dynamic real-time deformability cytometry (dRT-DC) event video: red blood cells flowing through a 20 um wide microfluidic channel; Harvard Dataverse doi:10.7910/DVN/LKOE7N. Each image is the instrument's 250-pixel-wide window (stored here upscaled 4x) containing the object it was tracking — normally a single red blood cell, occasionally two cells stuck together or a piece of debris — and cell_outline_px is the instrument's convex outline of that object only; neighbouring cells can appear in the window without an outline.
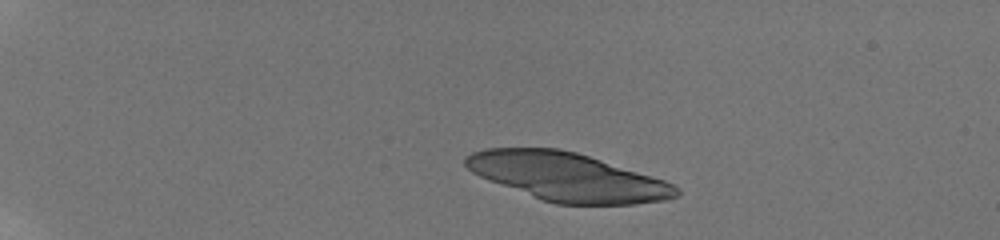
{"species": "human", "species_latin": "Homo sapiens", "temperature_condition": "room temperature", "stored_images_in_passage": 22, "camera_frame_rate_fps": 3000, "um_per_image_px": 0.085, "donor": {"sex": "male"}, "frame": {"image": 1, "passage_image": 1, "time_ms": 0.0, "image_size_px": [1000, 240], "cell_outline_px": [[680, 196], [668, 200], [636, 204], [556, 204], [544, 200], [488, 180], [472, 172], [464, 164], [464, 156], [472, 152], [484, 148], [560, 148], [576, 152], [664, 180], [680, 188]], "centroid_in_image_um": [48.24, 15.03], "position_along_channel_um": 36.8, "area_um2": 58.9}}
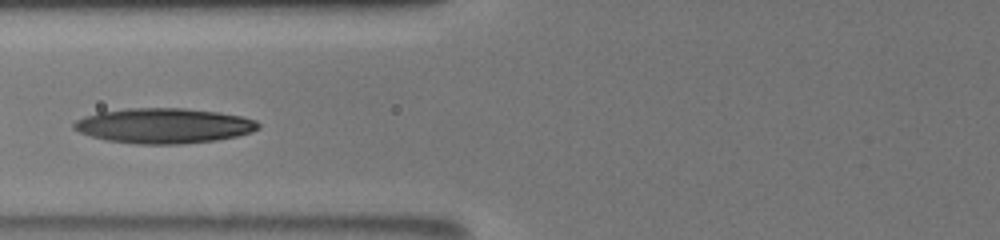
{"frame": {"image": 2, "passage_image": 18, "time_ms": 4.667, "image_size_px": [1000, 240], "cell_outline_px": [[260, 128], [252, 132], [236, 136], [216, 140], [180, 144], [136, 144], [108, 140], [92, 136], [80, 132], [72, 128], [72, 124], [76, 120], [84, 116], [96, 112], [128, 108], [184, 108], [220, 112], [244, 116], [256, 120], [260, 124]], "centroid_in_image_um": [13.94, 10.68], "position_along_channel_um": 111.9, "area_um2": 37.97}}
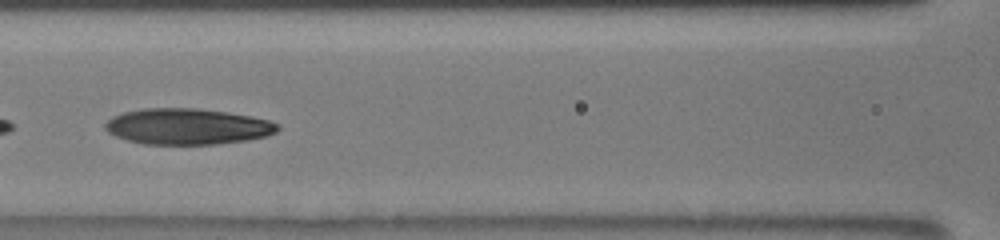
{"frame": {"image": 3, "passage_image": 20, "time_ms": 5.667, "image_size_px": [1000, 240], "cell_outline_px": [[280, 128], [276, 132], [268, 136], [248, 140], [216, 144], [144, 144], [128, 140], [116, 136], [108, 132], [104, 128], [104, 124], [112, 116], [124, 112], [144, 108], [196, 108], [252, 116], [268, 120], [276, 124]], "centroid_in_image_um": [15.92, 10.75], "position_along_channel_um": 150.7, "area_um2": 36.13}}